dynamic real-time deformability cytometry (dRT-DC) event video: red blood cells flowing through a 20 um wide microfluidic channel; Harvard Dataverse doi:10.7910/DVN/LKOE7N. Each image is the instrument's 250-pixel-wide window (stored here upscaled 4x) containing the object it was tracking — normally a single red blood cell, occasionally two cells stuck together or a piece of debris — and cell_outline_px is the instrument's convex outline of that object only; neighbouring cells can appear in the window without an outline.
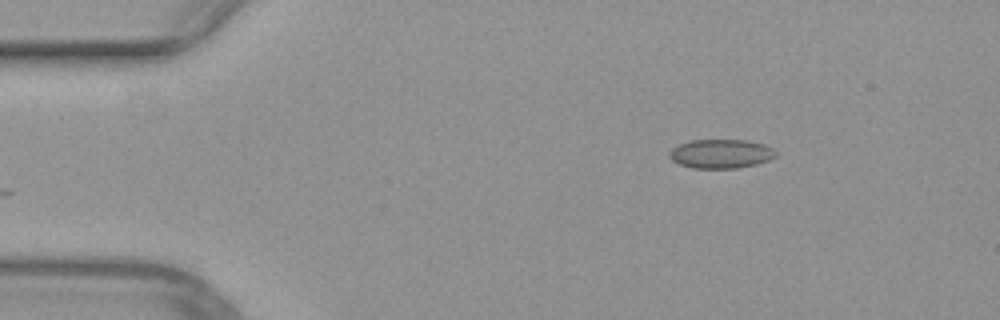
{"species": "common noctule bat (a hibernating species)", "species_latin": "Nyctalus noctula", "temperature_condition": "warm", "stored_images_in_passage": 44, "camera_frame_rate_fps": 3000, "um_per_image_px": 0.085, "animal": {"sex": "female", "body_mass_g": 29.2, "forearm_length_mm": 56.3}, "frame": {"image": 1, "passage_image": 1, "time_ms": 0.0, "image_size_px": [1000, 320], "cell_outline_px": [[776, 156], [768, 160], [756, 164], [736, 168], [692, 168], [680, 164], [672, 160], [668, 156], [668, 152], [672, 148], [680, 144], [692, 140], [744, 140], [764, 144], [772, 148], [776, 152]], "centroid_in_image_um": [61.26, 13.07], "position_along_channel_um": 23.7, "area_um2": 17.92}}
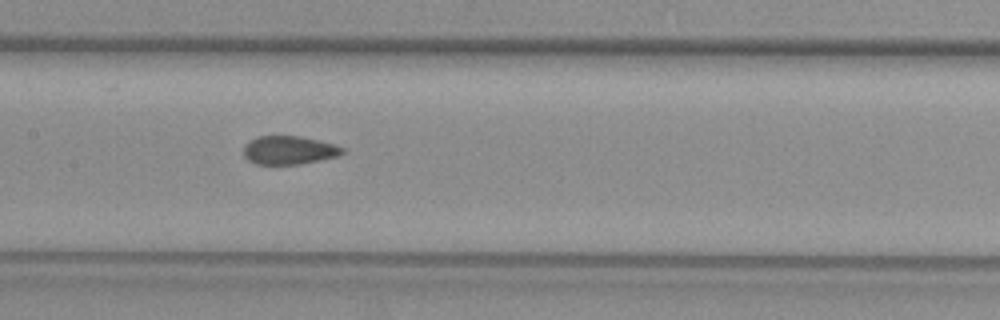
{"frame": {"image": 2, "passage_image": 18, "time_ms": 5.667, "image_size_px": [1000, 320], "cell_outline_px": [[344, 152], [336, 156], [300, 164], [256, 164], [248, 160], [244, 156], [244, 148], [252, 140], [260, 136], [300, 136], [332, 144], [344, 148]], "centroid_in_image_um": [24.55, 12.77], "position_along_channel_um": 182.8, "area_um2": 15.95}}
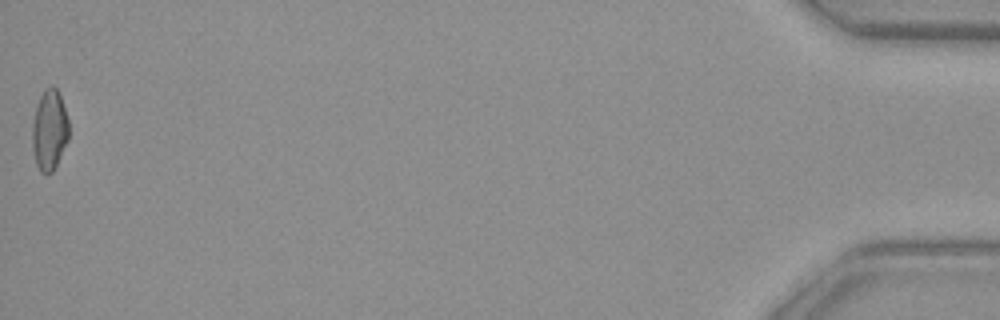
{"frame": {"image": 3, "passage_image": 44, "time_ms": 14.333, "image_size_px": [1000, 320], "cell_outline_px": [[68, 140], [52, 172], [40, 172], [36, 164], [32, 148], [32, 124], [36, 104], [44, 88], [52, 84], [56, 88], [60, 96], [68, 120]], "centroid_in_image_um": [4.18, 11.02], "position_along_channel_um": 431.0, "area_um2": 17.11}}